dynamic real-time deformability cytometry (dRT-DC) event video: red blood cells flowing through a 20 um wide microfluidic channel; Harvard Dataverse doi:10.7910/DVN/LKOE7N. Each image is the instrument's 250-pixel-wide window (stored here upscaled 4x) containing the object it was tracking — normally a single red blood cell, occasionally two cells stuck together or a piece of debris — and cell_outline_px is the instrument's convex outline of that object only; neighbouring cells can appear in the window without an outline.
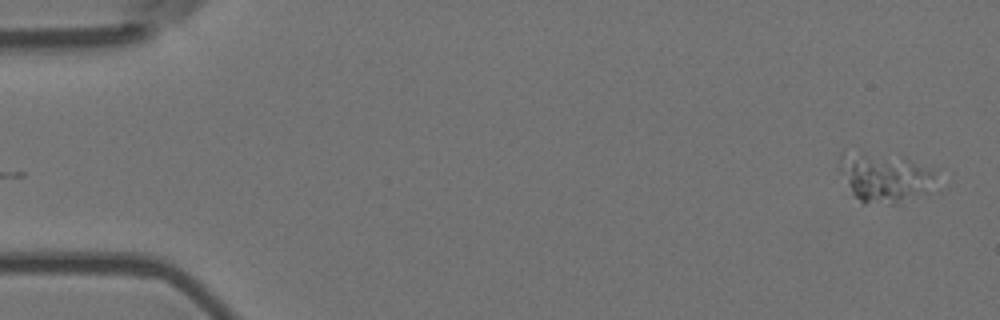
{"species": "Egyptian fruit bat (a non-hibernating species)", "species_latin": "Rousettus aegyptiacus", "temperature_condition": "room temperature", "stored_images_in_passage": 11, "camera_frame_rate_fps": 3000, "um_per_image_px": 0.085, "animal": {"sex": "female"}, "frame": {"image": 1, "passage_image": 1, "time_ms": 0.0, "image_size_px": [1000, 320], "cell_outline_px": [[932, 176], [916, 192], [896, 204], [864, 204], [852, 196], [840, 172], [840, 160], [864, 156], [900, 156], [928, 168], [932, 172]], "centroid_in_image_um": [75.06, 15.17], "position_along_channel_um": 9.9, "area_um2": 24.68}}